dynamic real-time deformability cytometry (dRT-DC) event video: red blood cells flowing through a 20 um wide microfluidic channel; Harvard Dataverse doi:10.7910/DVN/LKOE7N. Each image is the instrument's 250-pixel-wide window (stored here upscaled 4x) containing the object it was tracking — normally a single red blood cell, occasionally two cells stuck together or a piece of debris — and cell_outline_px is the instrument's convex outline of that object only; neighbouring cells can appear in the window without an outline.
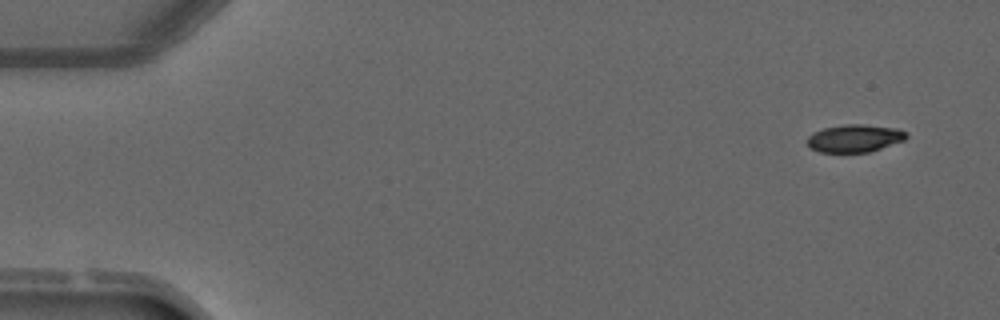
{"species": "common noctule bat (a hibernating species)", "species_latin": "Nyctalus noctula", "temperature_condition": "warm", "stored_images_in_passage": 4, "camera_frame_rate_fps": 3000, "um_per_image_px": 0.085, "animal": {"sex": "male", "forearm_length_mm": 52.5}, "frame": {"image": 1, "passage_image": 1, "time_ms": 0.0, "image_size_px": [1000, 320], "cell_outline_px": [[908, 136], [904, 140], [868, 152], [820, 152], [808, 148], [804, 140], [812, 132], [824, 128], [844, 124], [864, 124], [896, 128], [908, 132]], "centroid_in_image_um": [72.58, 11.75], "position_along_channel_um": 12.4, "area_um2": 16.18}}